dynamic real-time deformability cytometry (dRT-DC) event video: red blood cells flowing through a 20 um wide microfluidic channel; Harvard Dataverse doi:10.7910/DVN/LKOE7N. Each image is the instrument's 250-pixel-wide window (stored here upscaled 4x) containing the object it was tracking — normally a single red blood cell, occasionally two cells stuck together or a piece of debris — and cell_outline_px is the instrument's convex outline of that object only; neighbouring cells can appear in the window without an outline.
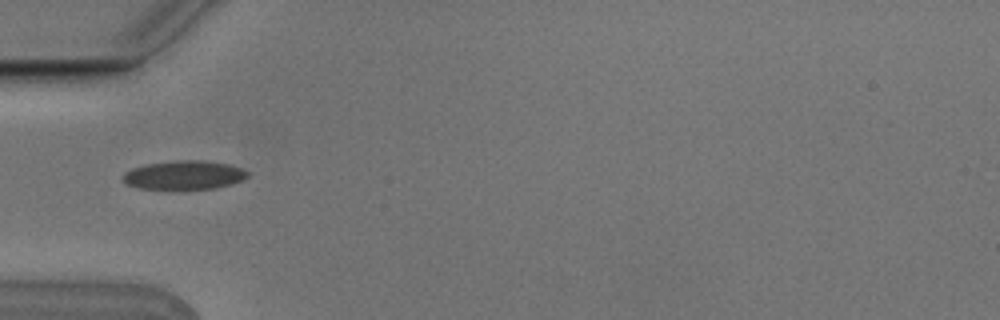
{"species": "Egyptian fruit bat (a non-hibernating species)", "species_latin": "Rousettus aegyptiacus", "temperature_condition": "cold", "stored_images_in_passage": 3, "camera_frame_rate_fps": 3000, "um_per_image_px": 0.085, "animal": {"sex": "male"}, "frame": {"image": 1, "passage_image": 1, "time_ms": 0.0, "image_size_px": [1000, 320], "cell_outline_px": [[248, 176], [244, 180], [232, 184], [216, 188], [136, 188], [128, 184], [124, 180], [124, 172], [132, 168], [148, 164], [176, 160], [204, 160], [228, 164], [240, 168], [248, 172]], "centroid_in_image_um": [15.69, 14.87], "position_along_channel_um": 69.3, "area_um2": 20.63}}
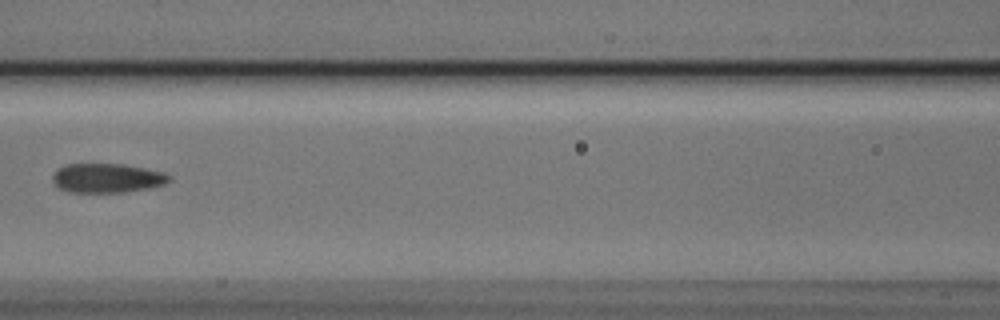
{"frame": {"image": 2, "passage_image": 3, "time_ms": 0.667, "image_size_px": [1000, 320], "cell_outline_px": [[172, 180], [164, 184], [152, 188], [124, 192], [68, 192], [60, 188], [52, 180], [52, 176], [64, 164], [120, 164], [144, 168], [164, 172], [172, 176]], "centroid_in_image_um": [9.15, 15.14], "position_along_channel_um": 157.4, "area_um2": 19.88}}